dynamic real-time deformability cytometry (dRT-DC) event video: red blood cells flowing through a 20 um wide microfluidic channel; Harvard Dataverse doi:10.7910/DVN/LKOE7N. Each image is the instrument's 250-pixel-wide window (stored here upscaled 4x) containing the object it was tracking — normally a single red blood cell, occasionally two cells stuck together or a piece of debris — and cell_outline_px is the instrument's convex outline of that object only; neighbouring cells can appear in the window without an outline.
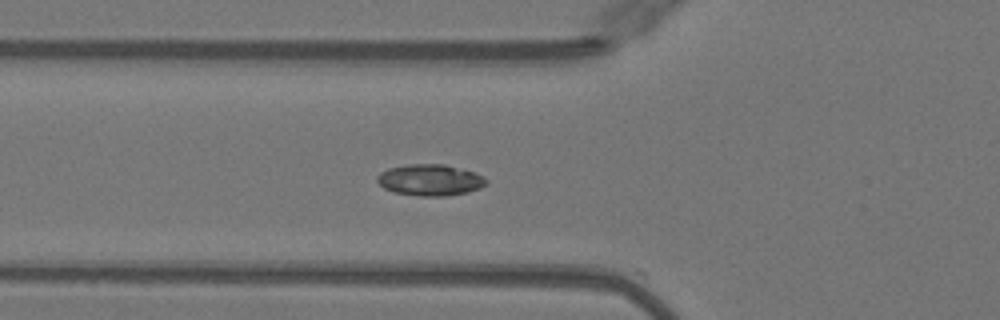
{"species": "Egyptian fruit bat (a non-hibernating species)", "species_latin": "Rousettus aegyptiacus", "temperature_condition": "warm", "stored_images_in_passage": 40, "segment_of_instrument_passage": [1, 2], "camera_frame_rate_fps": 3000, "um_per_image_px": 0.085, "animal": {"sex": "female"}, "frame": {"image": 1, "passage_image": 7, "time_ms": 2.0, "image_size_px": [1000, 320], "cell_outline_px": [[488, 184], [480, 188], [468, 192], [444, 196], [420, 196], [392, 192], [384, 188], [376, 180], [376, 176], [380, 172], [388, 168], [408, 164], [444, 164], [476, 172], [484, 176], [488, 180]], "centroid_in_image_um": [36.57, 15.3], "position_along_channel_um": 89.2, "area_um2": 20.17}}
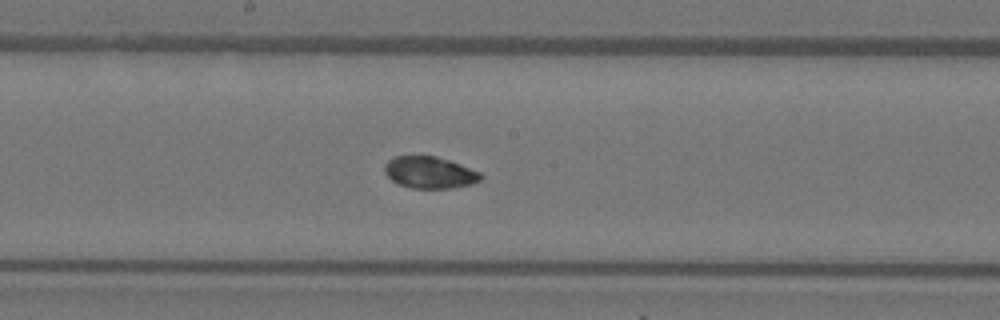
{"frame": {"image": 2, "passage_image": 16, "time_ms": 5.0, "image_size_px": [1000, 320], "cell_outline_px": [[484, 176], [480, 180], [472, 184], [452, 188], [412, 188], [400, 184], [392, 180], [384, 172], [384, 164], [388, 160], [396, 156], [436, 156], [460, 164], [480, 172]], "centroid_in_image_um": [36.53, 14.66], "position_along_channel_um": 211.7, "area_um2": 17.74}}
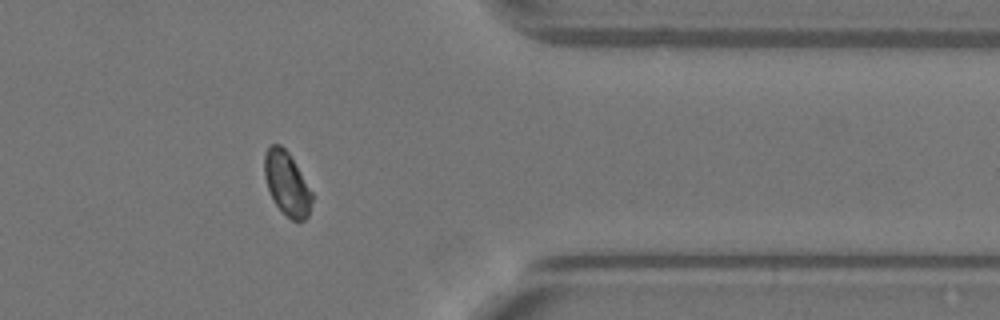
{"frame": {"image": 3, "passage_image": 30, "time_ms": 9.667, "image_size_px": [1000, 320], "cell_outline_px": [[312, 200], [308, 216], [304, 220], [292, 220], [276, 204], [268, 188], [264, 176], [264, 156], [268, 148], [272, 144], [280, 144], [288, 152], [312, 192]], "centroid_in_image_um": [24.38, 15.59], "position_along_channel_um": 387.0, "area_um2": 17.17}}